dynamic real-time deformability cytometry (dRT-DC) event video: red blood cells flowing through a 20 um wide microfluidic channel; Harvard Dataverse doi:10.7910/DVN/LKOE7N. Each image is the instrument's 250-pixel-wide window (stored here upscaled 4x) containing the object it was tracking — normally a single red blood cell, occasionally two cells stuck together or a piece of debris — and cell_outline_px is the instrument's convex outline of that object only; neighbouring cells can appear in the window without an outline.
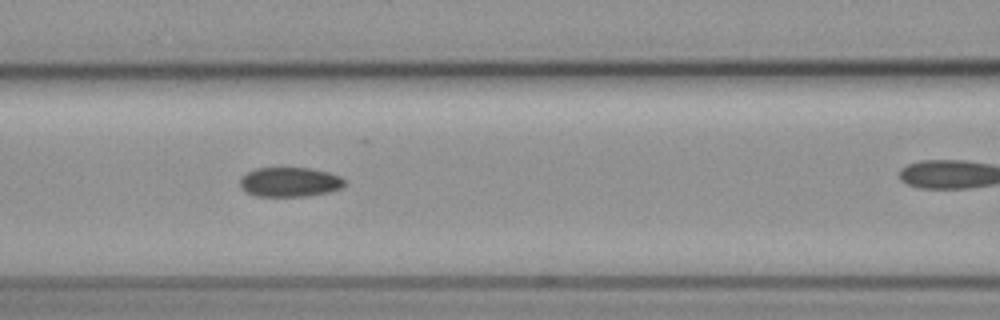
{"species": "common noctule bat (a hibernating species)", "species_latin": "Nyctalus noctula", "temperature_condition": "cold", "stored_images_in_passage": 6, "camera_frame_rate_fps": 3000, "um_per_image_px": 0.085, "animal": {"sex": "female", "body_mass_g": 19.3, "forearm_length_mm": 54.1}, "frame": {"image": 1, "passage_image": 3, "time_ms": 2.333, "image_size_px": [1000, 320], "cell_outline_px": [[344, 184], [340, 188], [328, 192], [308, 196], [256, 196], [240, 188], [240, 180], [248, 172], [256, 168], [308, 168], [328, 172], [340, 176], [344, 180]], "centroid_in_image_um": [24.62, 15.47], "position_along_channel_um": 142.0, "area_um2": 17.8}}
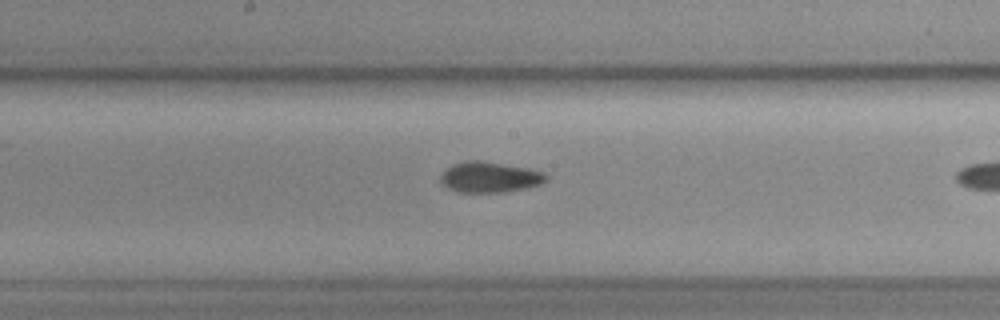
{"frame": {"image": 2, "passage_image": 5, "time_ms": 5.667, "image_size_px": [1000, 320], "cell_outline_px": [[548, 180], [540, 184], [528, 188], [504, 192], [460, 192], [448, 188], [440, 180], [440, 176], [452, 164], [464, 160], [480, 160], [528, 168], [544, 172], [548, 176]], "centroid_in_image_um": [41.66, 15.05], "position_along_channel_um": 206.5, "area_um2": 18.9}}